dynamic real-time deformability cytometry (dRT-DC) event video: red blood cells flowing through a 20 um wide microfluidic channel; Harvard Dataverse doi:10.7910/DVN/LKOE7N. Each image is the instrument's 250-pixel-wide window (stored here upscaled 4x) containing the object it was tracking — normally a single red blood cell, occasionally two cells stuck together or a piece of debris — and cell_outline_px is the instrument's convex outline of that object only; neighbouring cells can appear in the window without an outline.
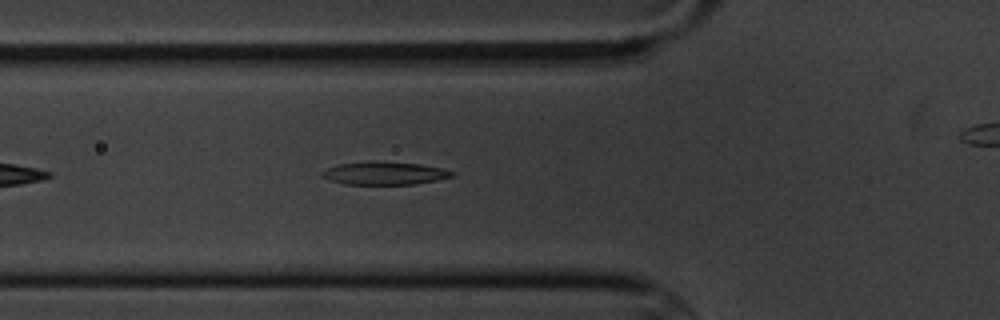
{"species": "common noctule bat (a hibernating species)", "species_latin": "Nyctalus noctula", "temperature_condition": "cold", "stored_images_in_passage": 4, "camera_frame_rate_fps": 3000, "um_per_image_px": 0.085, "animal": {"sex": "male", "body_mass_g": 20.1, "forearm_length_mm": 53.5}, "frame": {"image": 1, "passage_image": 3, "time_ms": 2.333, "image_size_px": [1000, 320], "cell_outline_px": [[456, 176], [436, 180], [412, 184], [344, 184], [320, 176], [320, 172], [336, 164], [368, 160], [384, 160], [420, 164], [440, 168], [456, 172]], "centroid_in_image_um": [32.67, 14.69], "position_along_channel_um": 93.1, "area_um2": 17.74}}